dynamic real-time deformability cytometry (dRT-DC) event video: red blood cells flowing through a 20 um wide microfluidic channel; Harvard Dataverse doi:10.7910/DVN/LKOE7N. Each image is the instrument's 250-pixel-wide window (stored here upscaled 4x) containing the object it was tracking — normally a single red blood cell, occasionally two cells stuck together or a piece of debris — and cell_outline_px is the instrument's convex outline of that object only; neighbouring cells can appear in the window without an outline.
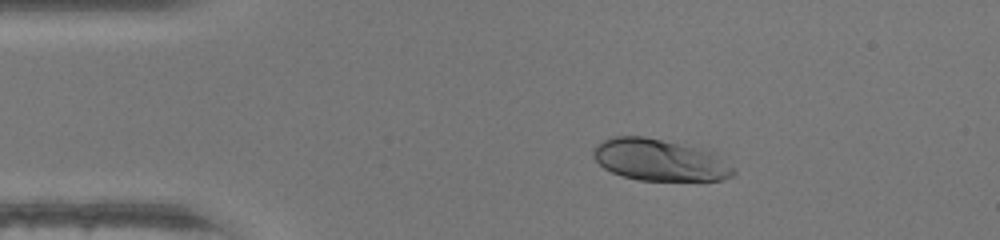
{"species": "human", "species_latin": "Homo sapiens", "temperature_condition": "warm", "stored_images_in_passage": 46, "camera_frame_rate_fps": 3000, "um_per_image_px": 0.085, "donor": {"sex": "female"}, "frame": {"image": 1, "passage_image": 7, "time_ms": 2.0, "image_size_px": [1000, 240], "cell_outline_px": [[736, 172], [732, 176], [724, 180], [640, 180], [624, 176], [612, 172], [604, 168], [592, 156], [592, 148], [596, 144], [612, 136], [644, 136], [716, 152], [736, 168]], "centroid_in_image_um": [56.1, 13.6], "position_along_channel_um": 28.9, "area_um2": 34.22}}
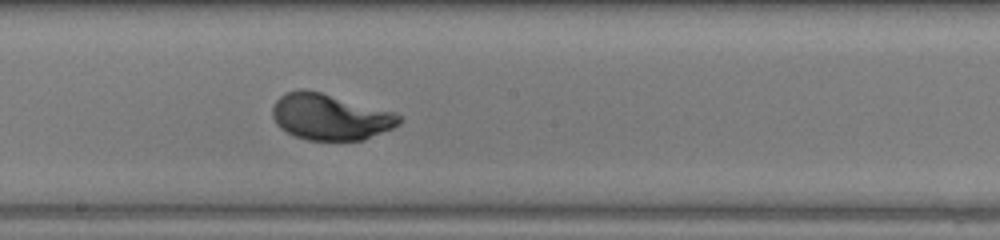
{"frame": {"image": 2, "passage_image": 24, "time_ms": 7.667, "image_size_px": [1000, 240], "cell_outline_px": [[400, 124], [392, 128], [364, 140], [308, 140], [296, 136], [280, 128], [276, 124], [272, 116], [272, 108], [276, 100], [284, 92], [300, 88], [304, 88], [320, 92], [396, 112], [400, 116]], "centroid_in_image_um": [28.04, 9.92], "position_along_channel_um": 220.2, "area_um2": 34.16}}
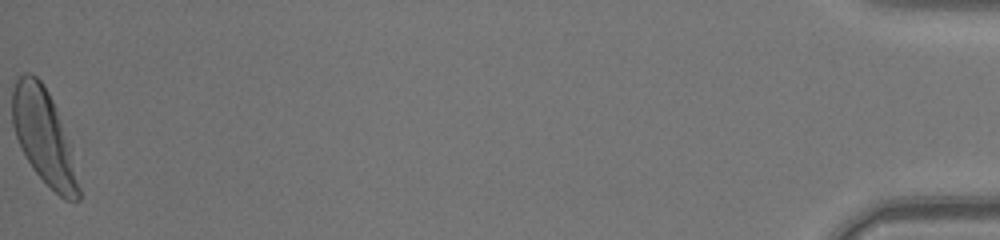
{"frame": {"image": 3, "passage_image": 46, "time_ms": 15.0, "image_size_px": [1000, 240], "cell_outline_px": [[80, 200], [64, 200], [32, 168], [20, 148], [12, 124], [12, 88], [16, 80], [24, 72], [32, 72], [40, 80], [48, 92], [56, 108], [80, 188]], "centroid_in_image_um": [3.65, 11.56], "position_along_channel_um": 431.6, "area_um2": 35.43}, "authors_computed_cell_mechanics": {"area_um2": 34.1309, "velocity_mm_per_s": 4.3587, "shape_relaxation_time_tau1_ms": 1.9569, "shape_relaxation_time_tau2_ms": null, "deformation_change_tau1": 0.1596, "deformation_change_tau2": null}}